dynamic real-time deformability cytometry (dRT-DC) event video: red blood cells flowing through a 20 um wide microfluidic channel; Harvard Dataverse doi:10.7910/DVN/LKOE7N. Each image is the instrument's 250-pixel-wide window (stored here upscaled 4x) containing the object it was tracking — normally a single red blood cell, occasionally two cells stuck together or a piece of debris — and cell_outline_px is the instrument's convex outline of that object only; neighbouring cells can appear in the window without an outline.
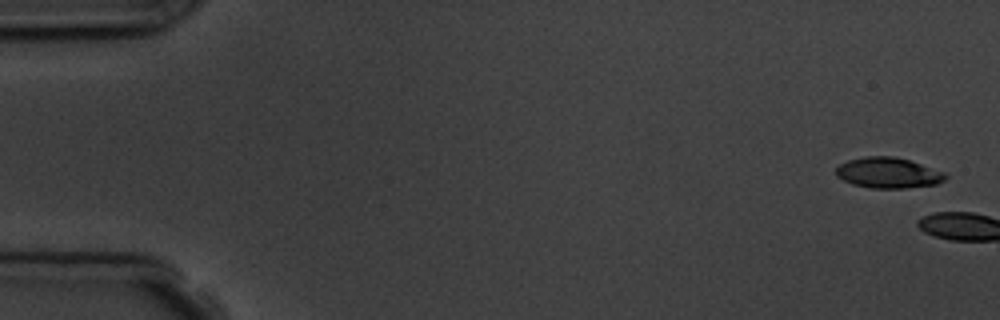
{"species": "common noctule bat (a hibernating species)", "species_latin": "Nyctalus noctula", "temperature_condition": "room temperature", "stored_images_in_passage": 2, "camera_frame_rate_fps": 3000, "um_per_image_px": 0.085, "animal": {"sex": "male", "body_mass_g": 19.5, "forearm_length_mm": 54.6}, "frame": {"image": 1, "passage_image": 1, "time_ms": 0.0, "image_size_px": [1000, 320], "cell_outline_px": [[948, 176], [944, 180], [936, 184], [904, 188], [872, 188], [852, 184], [836, 176], [836, 168], [840, 164], [848, 160], [864, 156], [892, 156], [908, 160], [944, 172]], "centroid_in_image_um": [75.47, 14.69], "position_along_channel_um": 9.5, "area_um2": 19.36}}